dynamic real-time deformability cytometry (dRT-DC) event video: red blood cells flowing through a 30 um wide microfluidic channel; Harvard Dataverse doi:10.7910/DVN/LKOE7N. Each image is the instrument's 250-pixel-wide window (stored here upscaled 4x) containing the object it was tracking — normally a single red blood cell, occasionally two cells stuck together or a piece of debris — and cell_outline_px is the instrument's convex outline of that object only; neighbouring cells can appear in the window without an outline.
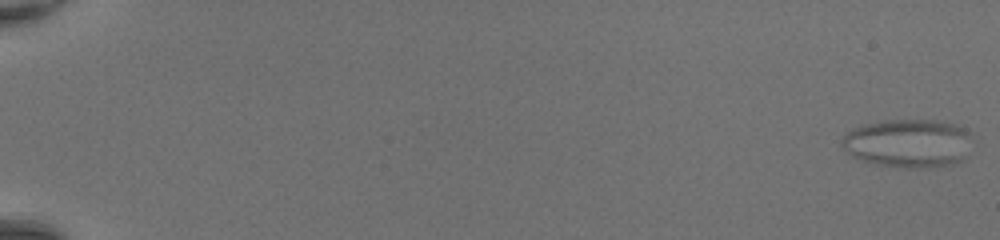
{"species": "common noctule bat (a hibernating species)", "species_latin": "Nyctalus noctula", "temperature_condition": "room temperature", "stored_images_in_passage": 50, "camera_frame_rate_fps": 3000, "um_per_image_px": 0.085, "animal": {"sex": "female", "body_mass_g": 20.0, "forearm_length_mm": 54.0}, "frame": {"image": 1, "passage_image": 1, "time_ms": 0.0, "image_size_px": [1000, 240], "cell_outline_px": [[972, 132], [964, 160], [956, 164], [928, 168], [904, 168], [880, 164], [860, 160], [852, 156], [840, 144], [840, 140], [852, 128], [860, 124], [884, 120], [936, 120], [956, 124]], "centroid_in_image_um": [77.2, 12.17], "position_along_channel_um": 7.8, "area_um2": 37.28}}
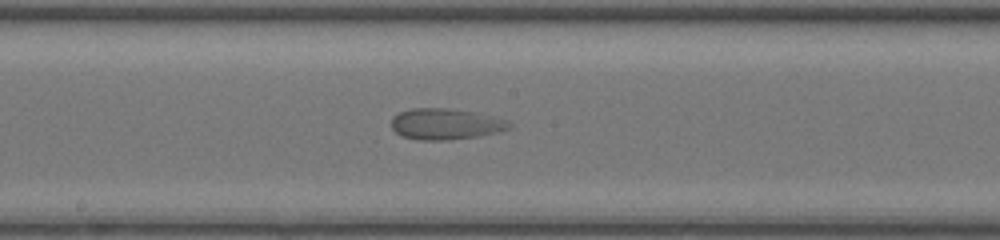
{"frame": {"image": 2, "passage_image": 30, "time_ms": 9.667, "image_size_px": [1000, 240], "cell_outline_px": [[512, 124], [508, 128], [496, 132], [476, 136], [448, 140], [416, 140], [404, 136], [396, 132], [392, 128], [392, 116], [400, 112], [412, 108], [448, 108], [472, 112], [492, 116], [508, 120]], "centroid_in_image_um": [37.84, 10.54], "position_along_channel_um": 210.4, "area_um2": 21.1}}
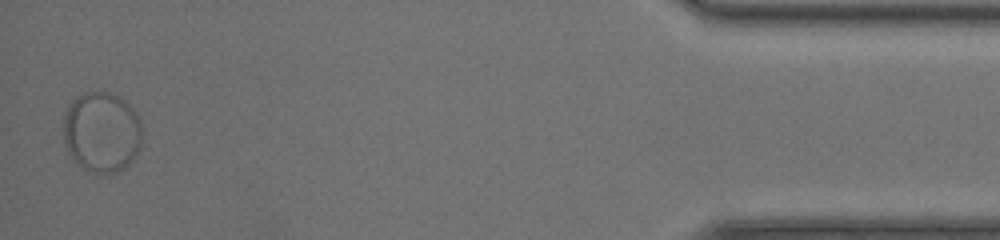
{"frame": {"image": 3, "passage_image": 50, "time_ms": 16.333, "image_size_px": [1000, 240], "cell_outline_px": [[144, 132], [140, 148], [136, 156], [124, 168], [116, 172], [92, 172], [76, 164], [68, 152], [64, 144], [64, 116], [72, 100], [80, 92], [112, 92], [120, 96], [140, 116], [144, 128]], "centroid_in_image_um": [8.68, 11.2], "position_along_channel_um": 426.5, "area_um2": 37.63}}